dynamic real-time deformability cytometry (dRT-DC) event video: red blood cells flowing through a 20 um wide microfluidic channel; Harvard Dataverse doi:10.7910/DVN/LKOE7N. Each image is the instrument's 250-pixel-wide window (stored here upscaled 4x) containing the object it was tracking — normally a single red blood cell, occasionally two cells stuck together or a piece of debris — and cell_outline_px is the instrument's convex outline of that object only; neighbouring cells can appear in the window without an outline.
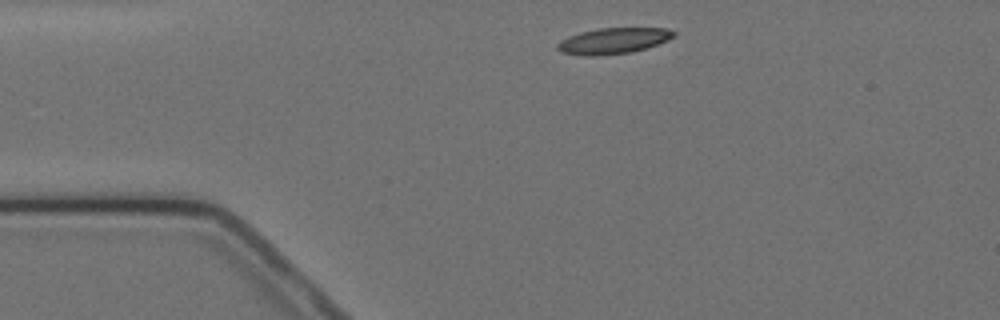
{"species": "Egyptian fruit bat (a non-hibernating species)", "species_latin": "Rousettus aegyptiacus", "temperature_condition": "cold", "stored_images_in_passage": 3, "camera_frame_rate_fps": 3000, "um_per_image_px": 0.085, "animal": {"sex": "female"}, "frame": {"image": 1, "passage_image": 1, "time_ms": 0.0, "image_size_px": [1000, 320], "cell_outline_px": [[676, 36], [668, 40], [648, 48], [632, 52], [596, 56], [584, 56], [560, 52], [556, 48], [556, 44], [560, 40], [568, 36], [580, 32], [600, 28], [668, 28], [676, 32]], "centroid_in_image_um": [52.13, 3.47], "position_along_channel_um": 32.9, "area_um2": 17.86}}
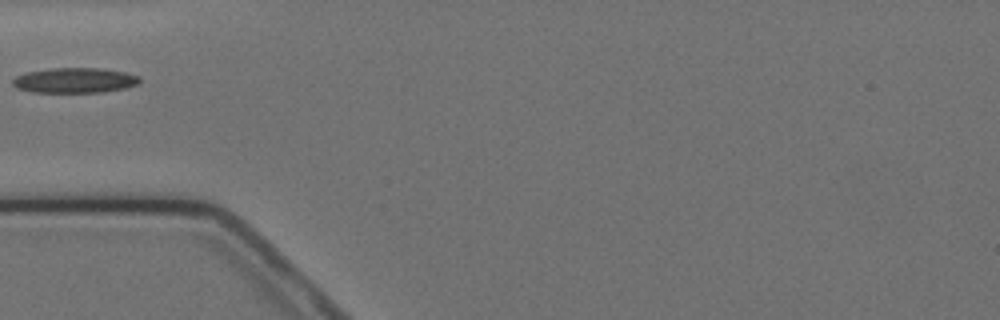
{"frame": {"image": 2, "passage_image": 3, "time_ms": 2.333, "image_size_px": [1000, 320], "cell_outline_px": [[140, 80], [136, 84], [124, 88], [100, 92], [32, 92], [16, 88], [12, 84], [12, 80], [16, 76], [28, 72], [48, 68], [100, 68], [128, 72], [140, 76]], "centroid_in_image_um": [6.34, 6.82], "position_along_channel_um": 78.7, "area_um2": 18.61}}